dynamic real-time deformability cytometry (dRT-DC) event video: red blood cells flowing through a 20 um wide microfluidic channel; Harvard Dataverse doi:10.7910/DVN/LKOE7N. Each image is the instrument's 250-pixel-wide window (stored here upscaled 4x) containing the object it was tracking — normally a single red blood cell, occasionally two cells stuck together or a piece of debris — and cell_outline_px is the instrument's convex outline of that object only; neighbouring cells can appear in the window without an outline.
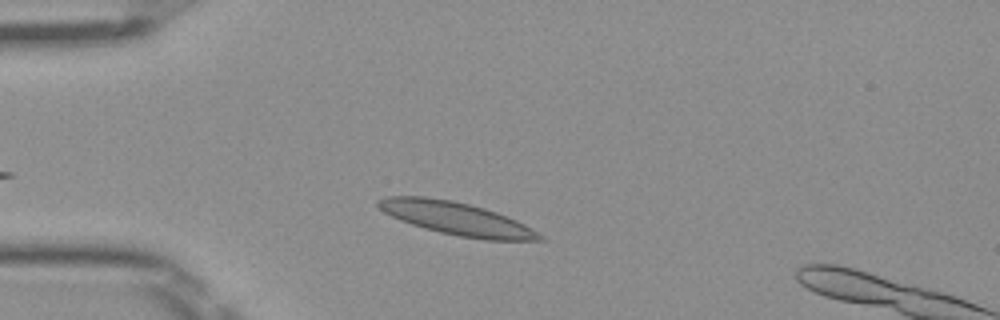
{"species": "Egyptian fruit bat (a non-hibernating species)", "species_latin": "Rousettus aegyptiacus", "temperature_condition": "room temperature", "stored_images_in_passage": 40, "camera_frame_rate_fps": 3000, "um_per_image_px": 0.085, "frame": {"image": 1, "passage_image": 6, "time_ms": 1.667, "image_size_px": [1000, 320], "cell_outline_px": [[548, 240], [484, 240], [460, 236], [440, 232], [424, 228], [400, 220], [384, 212], [376, 204], [376, 200], [388, 196], [424, 196], [452, 200], [484, 208], [496, 212], [516, 220], [524, 224], [544, 236]], "centroid_in_image_um": [38.8, 18.57], "position_along_channel_um": 46.2, "area_um2": 30.75}}
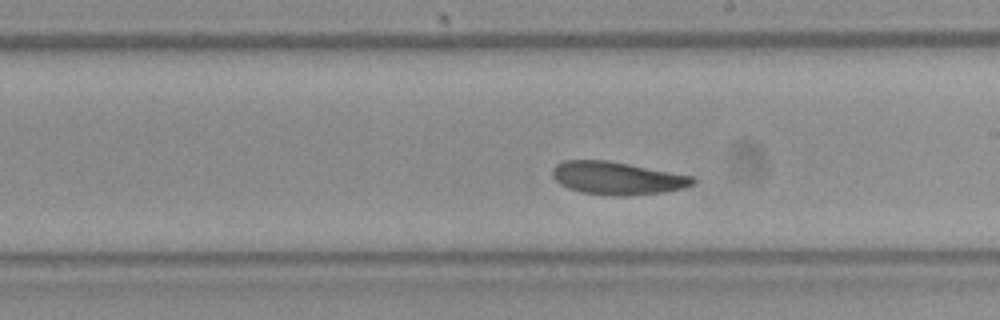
{"frame": {"image": 2, "passage_image": 22, "time_ms": 7.0, "image_size_px": [1000, 320], "cell_outline_px": [[696, 180], [692, 184], [684, 188], [664, 192], [628, 196], [612, 196], [580, 192], [568, 188], [560, 184], [552, 176], [552, 168], [556, 164], [564, 160], [604, 160], [628, 164], [692, 176]], "centroid_in_image_um": [52.42, 15.15], "position_along_channel_um": 236.6, "area_um2": 26.82}}
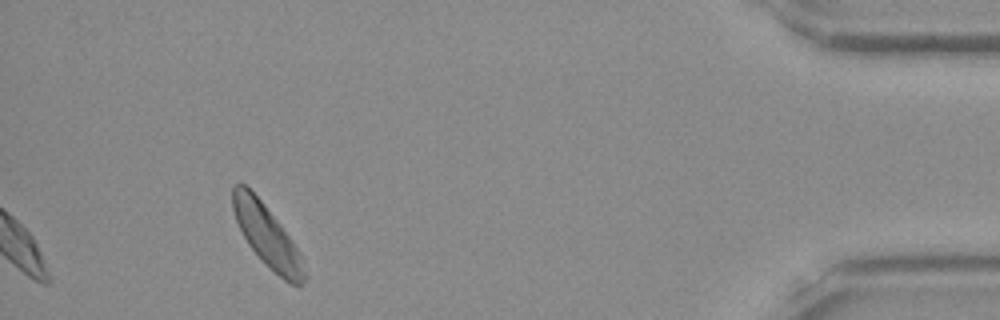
{"frame": {"image": 3, "passage_image": 40, "time_ms": 13.0, "image_size_px": [1000, 320], "cell_outline_px": [[308, 276], [300, 284], [292, 284], [284, 280], [248, 244], [236, 220], [232, 208], [232, 188], [236, 184], [244, 184], [264, 204], [280, 224], [300, 252]], "centroid_in_image_um": [22.72, 20.04], "position_along_channel_um": 412.5, "area_um2": 24.91}, "authors_computed_cell_mechanics": {"area_um2": 26.7036, "velocity_mm_per_s": 3.9423, "shape_relaxation_time_tau1_ms": 7.1973, "shape_relaxation_time_tau2_ms": 4.0925, "deformation_change_tau1": 0.1671, "deformation_change_tau2": 0.1128}}